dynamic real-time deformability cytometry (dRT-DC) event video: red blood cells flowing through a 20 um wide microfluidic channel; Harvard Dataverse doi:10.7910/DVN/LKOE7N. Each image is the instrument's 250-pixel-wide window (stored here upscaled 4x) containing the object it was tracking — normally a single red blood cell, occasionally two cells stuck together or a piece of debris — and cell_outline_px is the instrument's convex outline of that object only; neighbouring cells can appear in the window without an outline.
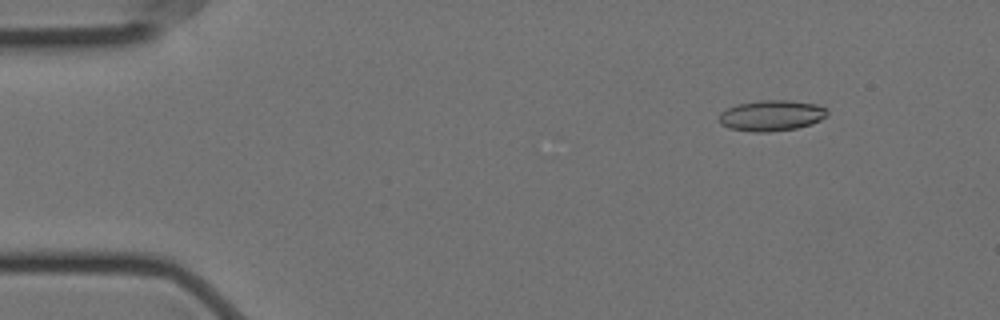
{"species": "Egyptian fruit bat (a non-hibernating species)", "species_latin": "Rousettus aegyptiacus", "temperature_condition": "cold", "stored_images_in_passage": 4, "camera_frame_rate_fps": 3000, "um_per_image_px": 0.085, "animal": {"sex": "female"}, "frame": {"image": 1, "passage_image": 2, "time_ms": 0.333, "image_size_px": [1000, 320], "cell_outline_px": [[828, 116], [812, 124], [796, 128], [768, 132], [752, 132], [728, 128], [720, 124], [720, 112], [728, 108], [740, 104], [760, 100], [788, 100], [816, 104], [828, 108]], "centroid_in_image_um": [65.61, 9.82], "position_along_channel_um": 19.4, "area_um2": 19.48}}
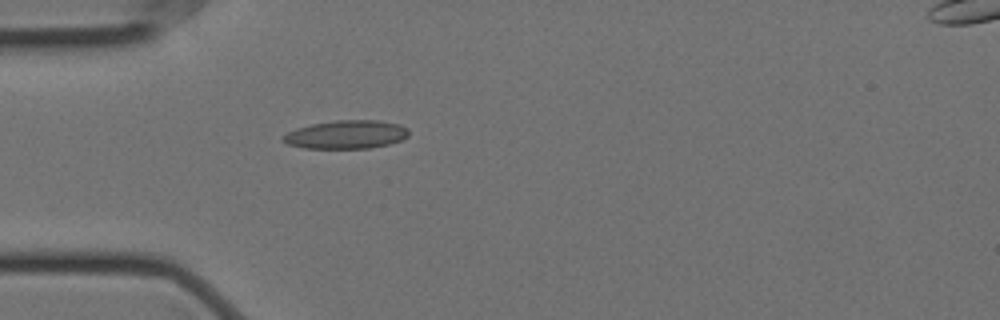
{"frame": {"image": 2, "passage_image": 4, "time_ms": 1.0, "image_size_px": [1000, 320], "cell_outline_px": [[408, 136], [400, 140], [388, 144], [372, 148], [304, 148], [288, 144], [280, 140], [288, 132], [296, 128], [312, 124], [336, 120], [380, 120], [400, 124], [408, 128]], "centroid_in_image_um": [29.44, 11.43], "position_along_channel_um": 55.6, "area_um2": 20.81}}